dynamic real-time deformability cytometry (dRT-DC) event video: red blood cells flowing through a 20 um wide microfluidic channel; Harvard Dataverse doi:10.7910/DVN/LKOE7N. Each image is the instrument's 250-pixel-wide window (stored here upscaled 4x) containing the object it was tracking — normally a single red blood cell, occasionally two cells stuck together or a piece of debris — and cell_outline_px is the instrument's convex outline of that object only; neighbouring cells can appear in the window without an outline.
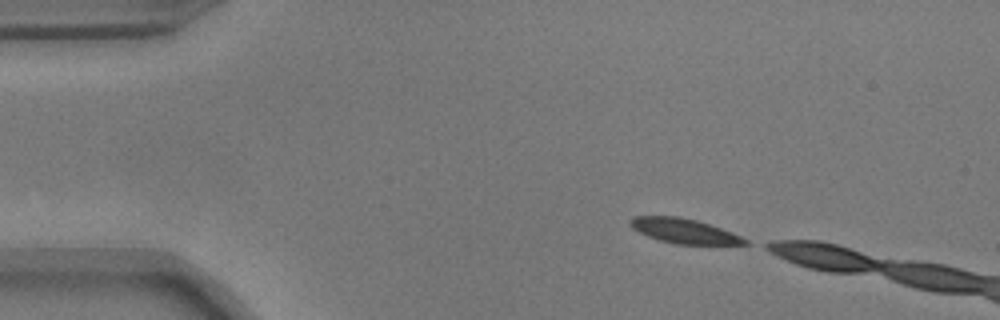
{"species": "common noctule bat (a hibernating species)", "species_latin": "Nyctalus noctula", "temperature_condition": "warm", "stored_images_in_passage": 8, "camera_frame_rate_fps": 3000, "um_per_image_px": 0.085, "animal": {"sex": "male", "body_mass_g": 17.9}, "frame": {"image": 1, "passage_image": 1, "time_ms": 0.0, "image_size_px": [1000, 320], "cell_outline_px": [[756, 244], [676, 244], [660, 240], [648, 236], [632, 228], [628, 224], [628, 220], [632, 216], [680, 216], [696, 220], [732, 232]], "centroid_in_image_um": [58.13, 19.62], "position_along_channel_um": 26.9, "area_um2": 16.53}}